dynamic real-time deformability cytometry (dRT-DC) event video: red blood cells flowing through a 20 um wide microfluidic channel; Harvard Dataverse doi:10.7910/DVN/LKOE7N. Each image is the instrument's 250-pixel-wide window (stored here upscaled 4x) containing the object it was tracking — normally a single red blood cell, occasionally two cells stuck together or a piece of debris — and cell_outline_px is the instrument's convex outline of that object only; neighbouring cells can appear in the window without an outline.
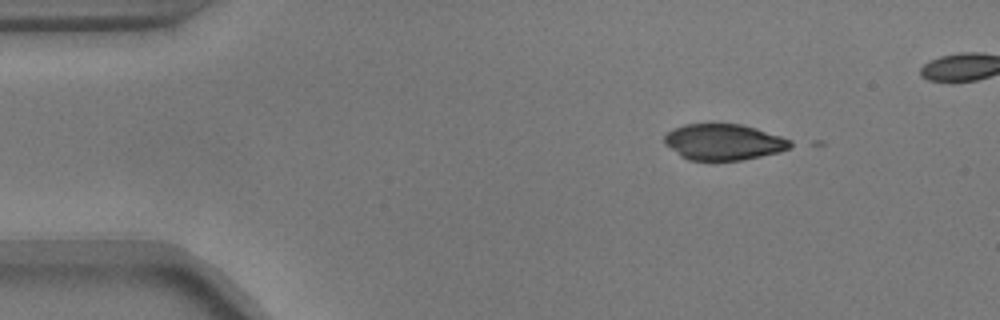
{"species": "common noctule bat (a hibernating species)", "species_latin": "Nyctalus noctula", "temperature_condition": "warm", "stored_images_in_passage": 2, "camera_frame_rate_fps": 3000, "um_per_image_px": 0.085, "animal": {"sex": "male", "body_mass_g": 17.9}, "frame": {"image": 1, "passage_image": 1, "time_ms": 0.0, "image_size_px": [1000, 320], "cell_outline_px": [[796, 144], [780, 152], [740, 160], [688, 160], [680, 156], [664, 144], [664, 136], [672, 128], [684, 124], [740, 124], [756, 128], [792, 140]], "centroid_in_image_um": [61.49, 12.07], "position_along_channel_um": 23.5, "area_um2": 26.53}}